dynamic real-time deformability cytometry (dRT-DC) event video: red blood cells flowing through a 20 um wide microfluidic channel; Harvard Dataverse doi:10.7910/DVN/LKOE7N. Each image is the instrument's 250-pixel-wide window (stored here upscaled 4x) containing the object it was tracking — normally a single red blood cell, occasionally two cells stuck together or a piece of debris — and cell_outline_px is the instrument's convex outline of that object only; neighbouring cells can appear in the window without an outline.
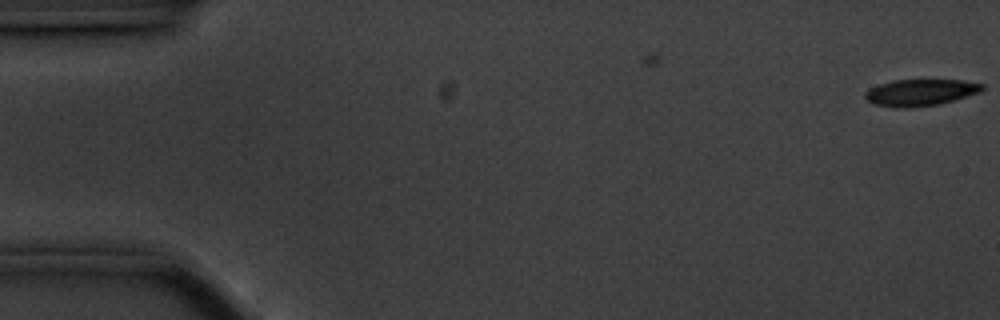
{"species": "common noctule bat (a hibernating species)", "species_latin": "Nyctalus noctula", "temperature_condition": "cold", "stored_images_in_passage": 2, "camera_frame_rate_fps": 3000, "um_per_image_px": 0.085, "animal": {"sex": "male", "body_mass_g": 20.1, "forearm_length_mm": 53.5}, "frame": {"image": 1, "passage_image": 2, "time_ms": 0.333, "image_size_px": [1000, 320], "cell_outline_px": [[984, 88], [980, 92], [952, 100], [936, 104], [904, 108], [892, 108], [872, 104], [864, 96], [864, 92], [868, 88], [892, 80], [964, 80], [984, 84]], "centroid_in_image_um": [78.18, 7.85], "position_along_channel_um": 6.8, "area_um2": 18.15}}